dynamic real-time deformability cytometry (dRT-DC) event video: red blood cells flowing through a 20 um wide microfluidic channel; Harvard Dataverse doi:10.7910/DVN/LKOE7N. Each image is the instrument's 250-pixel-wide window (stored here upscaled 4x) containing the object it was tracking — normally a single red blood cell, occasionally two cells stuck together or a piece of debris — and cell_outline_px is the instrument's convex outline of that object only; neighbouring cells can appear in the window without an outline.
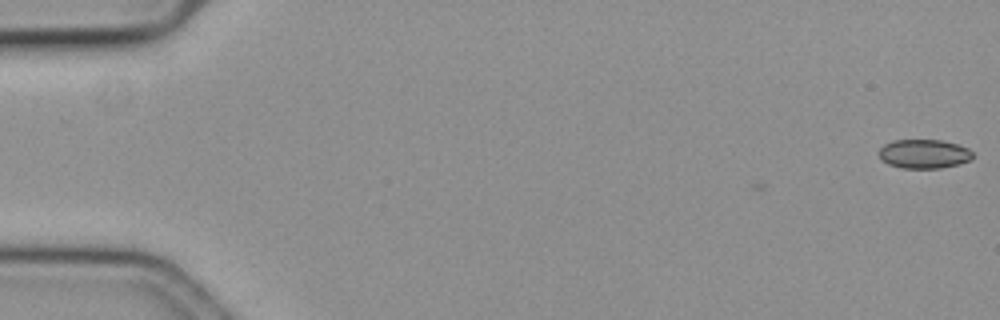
{"species": "common noctule bat (a hibernating species)", "species_latin": "Nyctalus noctula", "temperature_condition": "cold", "stored_images_in_passage": 6, "camera_frame_rate_fps": 3000, "um_per_image_px": 0.085, "animal": {"sex": "female", "body_mass_g": 19.3, "forearm_length_mm": 54.1}, "frame": {"image": 1, "passage_image": 6, "time_ms": 1.667, "image_size_px": [1000, 320], "cell_outline_px": [[972, 160], [960, 164], [940, 168], [900, 168], [888, 164], [880, 160], [880, 148], [884, 144], [892, 140], [944, 140], [968, 148], [972, 152]], "centroid_in_image_um": [78.54, 13.08], "position_along_channel_um": 6.5, "area_um2": 16.01}}